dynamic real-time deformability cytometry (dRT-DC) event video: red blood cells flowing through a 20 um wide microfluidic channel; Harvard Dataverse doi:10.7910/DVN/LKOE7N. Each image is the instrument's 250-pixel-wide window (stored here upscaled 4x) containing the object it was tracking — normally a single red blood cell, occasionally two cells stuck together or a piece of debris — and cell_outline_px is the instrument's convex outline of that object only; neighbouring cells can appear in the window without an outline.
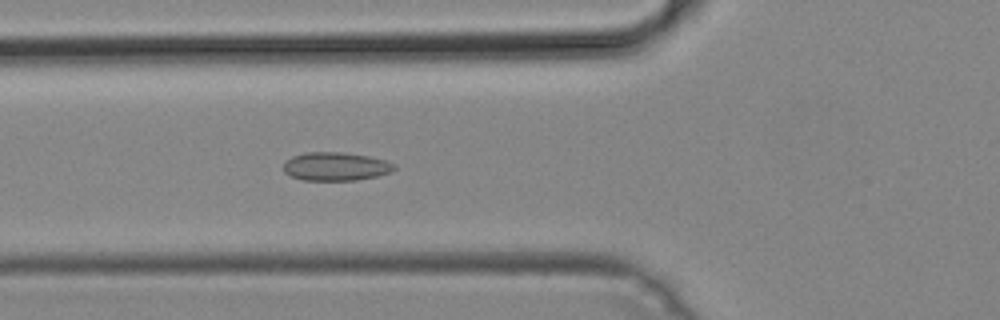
{"species": "common noctule bat (a hibernating species)", "species_latin": "Nyctalus noctula", "temperature_condition": "cold", "stored_images_in_passage": 14, "camera_frame_rate_fps": 3000, "um_per_image_px": 0.085, "animal": {"sex": "male", "body_mass_g": 19.2, "forearm_length_mm": 51.8}, "frame": {"image": 1, "passage_image": 7, "time_ms": 2.0, "image_size_px": [1000, 320], "cell_outline_px": [[396, 168], [392, 172], [376, 176], [356, 180], [304, 180], [292, 176], [284, 172], [284, 160], [292, 156], [304, 152], [340, 152], [368, 156], [384, 160], [396, 164]], "centroid_in_image_um": [28.53, 14.14], "position_along_channel_um": 97.3, "area_um2": 18.38}}
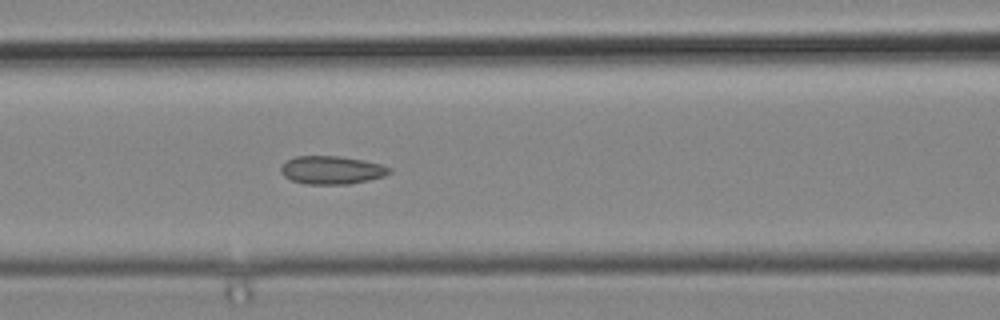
{"frame": {"image": 2, "passage_image": 10, "time_ms": 3.0, "image_size_px": [1000, 320], "cell_outline_px": [[392, 172], [384, 176], [368, 180], [348, 184], [304, 184], [292, 180], [284, 176], [280, 172], [280, 168], [288, 160], [296, 156], [340, 156], [364, 160], [380, 164], [392, 168]], "centroid_in_image_um": [28.21, 14.45], "position_along_channel_um": 138.4, "area_um2": 17.8}}